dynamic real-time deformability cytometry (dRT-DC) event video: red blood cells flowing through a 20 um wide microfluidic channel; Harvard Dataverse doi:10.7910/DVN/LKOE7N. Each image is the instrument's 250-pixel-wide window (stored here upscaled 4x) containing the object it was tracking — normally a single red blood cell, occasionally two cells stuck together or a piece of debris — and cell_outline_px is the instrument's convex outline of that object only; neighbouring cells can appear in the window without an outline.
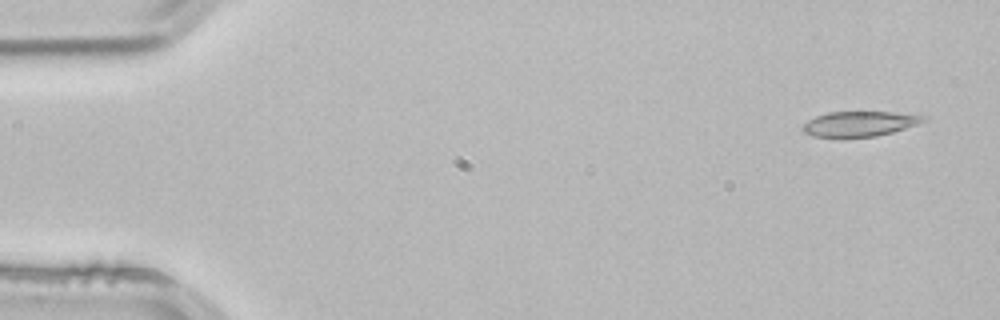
{"species": "common noctule bat (a hibernating species)", "species_latin": "Nyctalus noctula", "temperature_condition": "room temperature", "stored_images_in_passage": 4, "camera_frame_rate_fps": 3000, "um_per_image_px": 0.085, "animal": {"sex": "male", "body_mass_g": 21.5, "forearm_length_mm": 52.0}, "frame": {"image": 1, "passage_image": 1, "time_ms": 0.0, "image_size_px": [1000, 320], "cell_outline_px": [[928, 116], [924, 120], [916, 124], [892, 132], [876, 136], [812, 136], [804, 132], [800, 128], [808, 120], [816, 116], [828, 112], [892, 112]], "centroid_in_image_um": [73.03, 10.51], "position_along_channel_um": 12.0, "area_um2": 17.22}}